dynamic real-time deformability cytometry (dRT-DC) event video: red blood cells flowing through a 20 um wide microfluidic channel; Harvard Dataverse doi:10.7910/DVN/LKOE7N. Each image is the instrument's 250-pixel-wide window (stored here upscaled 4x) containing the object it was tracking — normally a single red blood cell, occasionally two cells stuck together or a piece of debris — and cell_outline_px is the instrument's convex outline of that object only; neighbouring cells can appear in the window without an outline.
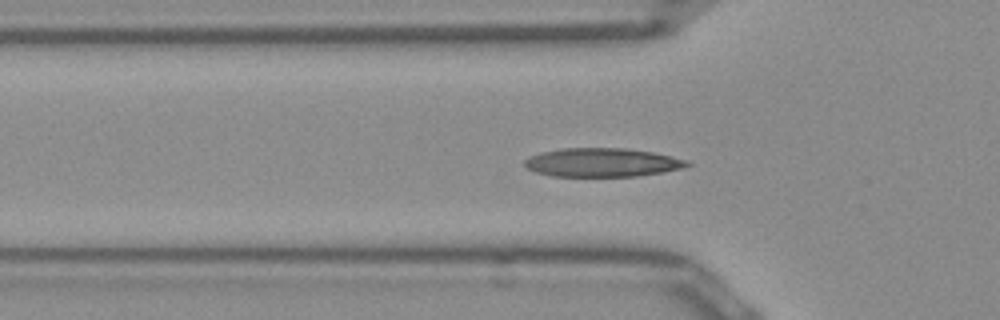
{"species": "Egyptian fruit bat (a non-hibernating species)", "species_latin": "Rousettus aegyptiacus", "temperature_condition": "room temperature", "stored_images_in_passage": 41, "camera_frame_rate_fps": 3000, "um_per_image_px": 0.085, "frame": {"image": 1, "passage_image": 6, "time_ms": 1.667, "image_size_px": [1000, 320], "cell_outline_px": [[692, 164], [680, 168], [664, 172], [636, 176], [552, 176], [536, 172], [528, 168], [524, 164], [524, 160], [540, 152], [564, 148], [624, 148], [652, 152], [672, 156], [688, 160]], "centroid_in_image_um": [51.2, 13.81], "position_along_channel_um": 74.6, "area_um2": 27.05}}
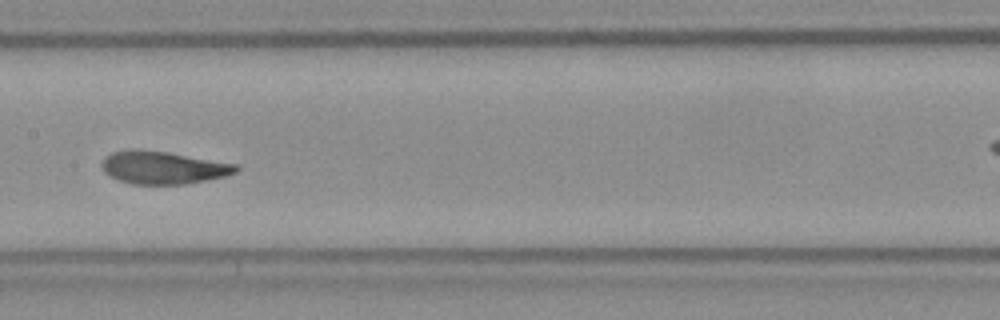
{"frame": {"image": 2, "passage_image": 15, "time_ms": 4.667, "image_size_px": [1000, 320], "cell_outline_px": [[240, 168], [236, 172], [224, 176], [184, 184], [132, 184], [108, 176], [104, 172], [100, 164], [104, 156], [112, 152], [168, 152], [240, 164]], "centroid_in_image_um": [13.91, 14.27], "position_along_channel_um": 193.5, "area_um2": 25.03}}
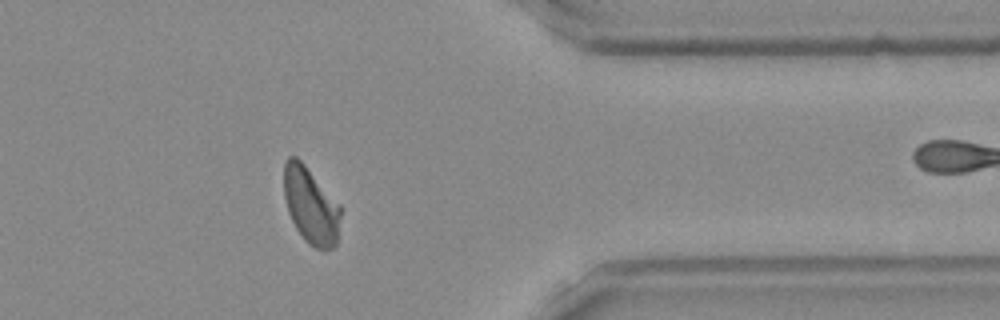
{"frame": {"image": 3, "passage_image": 31, "time_ms": 10.0, "image_size_px": [1000, 320], "cell_outline_px": [[340, 216], [336, 244], [332, 248], [316, 248], [308, 244], [304, 240], [296, 228], [288, 212], [284, 196], [284, 160], [288, 156], [296, 156], [304, 164], [340, 204]], "centroid_in_image_um": [26.39, 17.45], "position_along_channel_um": 385.0, "area_um2": 25.09}}